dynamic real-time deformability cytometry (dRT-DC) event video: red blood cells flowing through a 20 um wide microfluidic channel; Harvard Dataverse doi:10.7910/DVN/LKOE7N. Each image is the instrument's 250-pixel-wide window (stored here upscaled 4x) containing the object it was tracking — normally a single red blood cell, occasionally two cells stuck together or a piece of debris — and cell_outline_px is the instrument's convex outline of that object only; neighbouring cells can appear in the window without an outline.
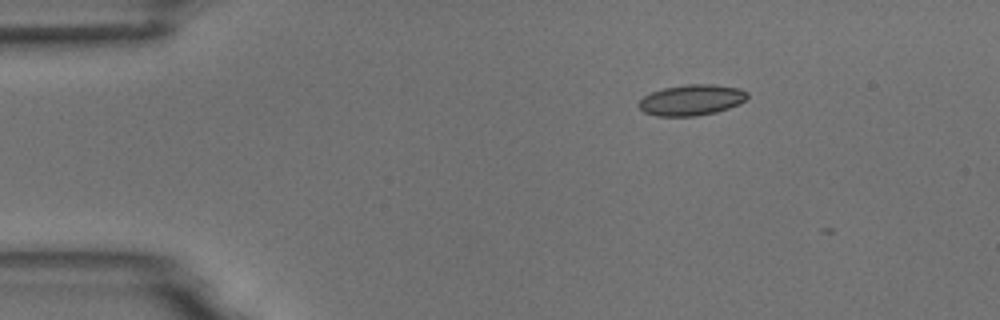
{"species": "common noctule bat (a hibernating species)", "species_latin": "Nyctalus noctula", "temperature_condition": "room temperature", "stored_images_in_passage": 3, "camera_frame_rate_fps": 3000, "um_per_image_px": 0.085, "animal": {"sex": "male", "body_mass_g": 18.8}, "frame": {"image": 1, "passage_image": 1, "time_ms": 0.0, "image_size_px": [1000, 320], "cell_outline_px": [[748, 96], [744, 100], [728, 108], [716, 112], [696, 116], [656, 116], [644, 112], [640, 108], [640, 100], [644, 96], [652, 92], [664, 88], [688, 84], [712, 84], [740, 88], [748, 92]], "centroid_in_image_um": [58.78, 8.5], "position_along_channel_um": 26.2, "area_um2": 19.31}}